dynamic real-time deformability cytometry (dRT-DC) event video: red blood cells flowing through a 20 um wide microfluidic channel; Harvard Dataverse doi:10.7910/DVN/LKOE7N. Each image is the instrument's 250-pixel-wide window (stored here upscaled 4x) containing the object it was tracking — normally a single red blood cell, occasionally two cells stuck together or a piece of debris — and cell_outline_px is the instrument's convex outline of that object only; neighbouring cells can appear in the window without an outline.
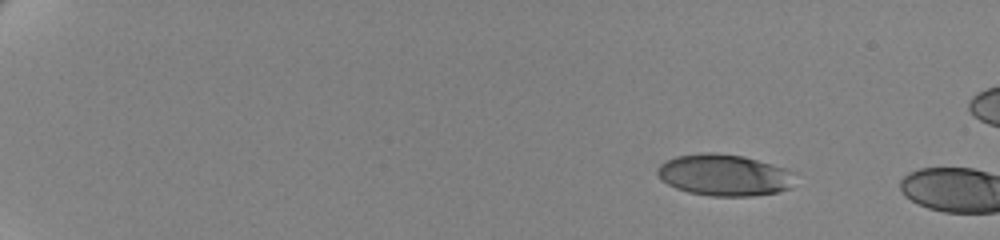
{"species": "human", "species_latin": "Homo sapiens", "temperature_condition": "cold", "stored_images_in_passage": 4, "camera_frame_rate_fps": 3000, "um_per_image_px": 0.085, "donor": {"sex": "female"}, "frame": {"image": 1, "passage_image": 1, "time_ms": 0.0, "image_size_px": [1000, 240], "cell_outline_px": [[796, 172], [788, 188], [776, 192], [752, 196], [712, 196], [688, 192], [676, 188], [660, 180], [656, 172], [656, 168], [660, 164], [676, 156], [704, 152], [708, 152], [744, 156], [784, 168]], "centroid_in_image_um": [61.51, 14.88], "position_along_channel_um": 23.5, "area_um2": 33.18}}